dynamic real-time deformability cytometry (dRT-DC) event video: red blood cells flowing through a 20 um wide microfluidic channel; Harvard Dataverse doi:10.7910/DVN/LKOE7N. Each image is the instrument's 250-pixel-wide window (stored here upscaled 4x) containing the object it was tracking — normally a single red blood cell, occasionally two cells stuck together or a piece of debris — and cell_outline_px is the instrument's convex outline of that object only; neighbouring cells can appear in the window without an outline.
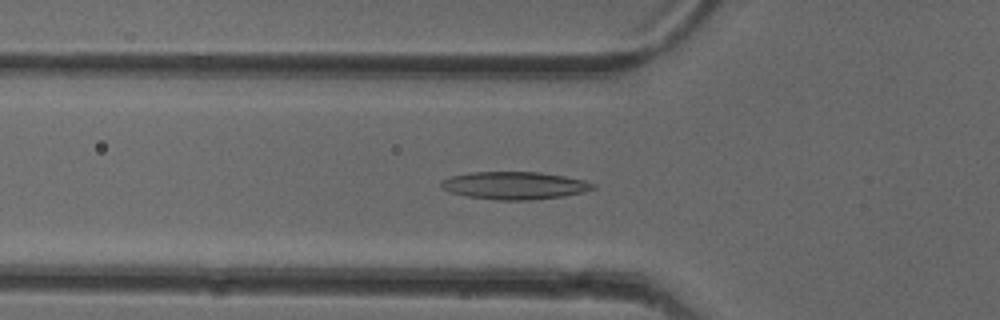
{"species": "common noctule bat (a hibernating species)", "species_latin": "Nyctalus noctula", "temperature_condition": "cold", "stored_images_in_passage": 50, "camera_frame_rate_fps": 3000, "um_per_image_px": 0.085, "animal": {"sex": "female"}, "frame": {"image": 1, "passage_image": 16, "time_ms": 5.0, "image_size_px": [1000, 320], "cell_outline_px": [[596, 188], [564, 196], [532, 200], [496, 200], [464, 196], [452, 192], [444, 188], [440, 184], [444, 180], [452, 176], [468, 172], [540, 172], [564, 176], [584, 180], [596, 184]], "centroid_in_image_um": [43.76, 15.77], "position_along_channel_um": 82.0, "area_um2": 24.33}}
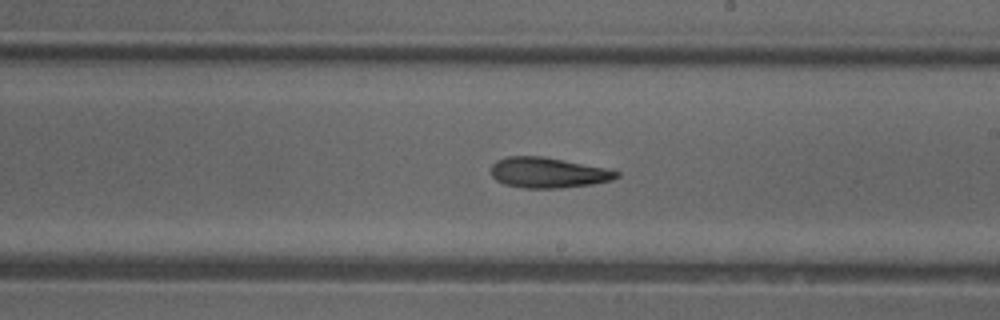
{"frame": {"image": 2, "passage_image": 28, "time_ms": 9.0, "image_size_px": [1000, 320], "cell_outline_px": [[620, 176], [612, 180], [592, 184], [560, 188], [524, 188], [504, 184], [496, 180], [492, 176], [492, 164], [496, 160], [508, 156], [544, 156], [604, 168], [620, 172]], "centroid_in_image_um": [46.57, 14.67], "position_along_channel_um": 242.4, "area_um2": 22.2}}
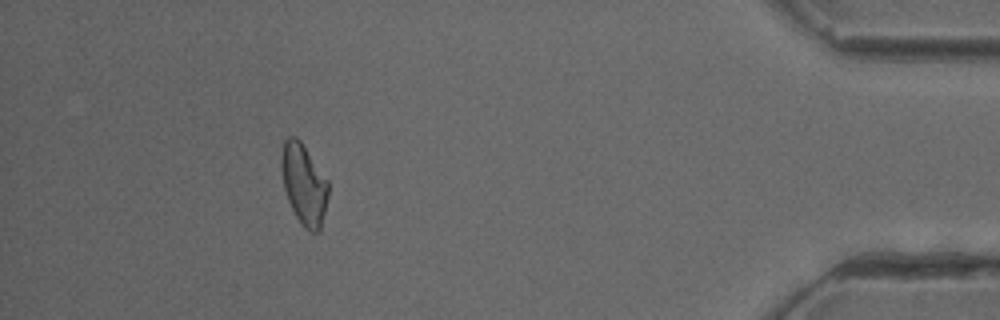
{"frame": {"image": 3, "passage_image": 45, "time_ms": 14.667, "image_size_px": [1000, 320], "cell_outline_px": [[328, 196], [320, 228], [316, 232], [312, 232], [304, 228], [300, 224], [288, 200], [284, 188], [280, 168], [280, 156], [284, 140], [288, 136], [296, 136], [300, 140], [328, 180]], "centroid_in_image_um": [25.8, 15.62], "position_along_channel_um": 409.4, "area_um2": 22.08}, "authors_computed_cell_mechanics": {"area_um2": 22.4264, "velocity_mm_per_s": 3.9849, "shape_relaxation_time_tau1_ms": null, "shape_relaxation_time_tau2_ms": 5.224, "deformation_change_tau1": null, "deformation_change_tau2": 0.1492}}